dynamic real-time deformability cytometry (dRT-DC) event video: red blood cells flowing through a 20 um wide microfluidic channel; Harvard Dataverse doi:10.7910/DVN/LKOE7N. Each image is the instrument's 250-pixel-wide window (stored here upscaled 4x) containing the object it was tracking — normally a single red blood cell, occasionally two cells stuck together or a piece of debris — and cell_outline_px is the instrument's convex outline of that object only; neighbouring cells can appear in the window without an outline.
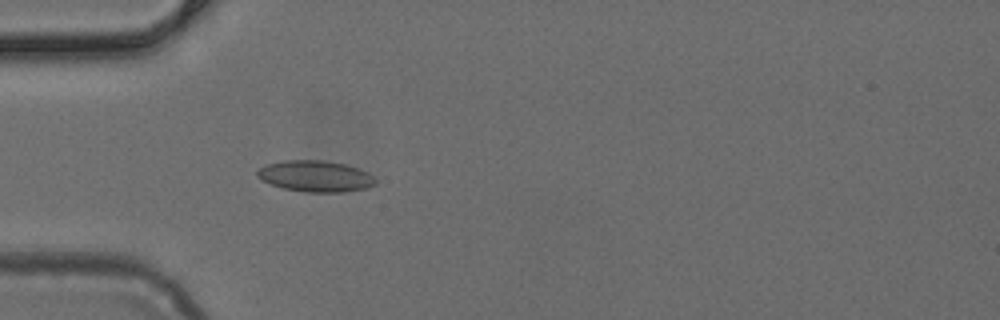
{"species": "common noctule bat (a hibernating species)", "species_latin": "Nyctalus noctula", "temperature_condition": "cold", "stored_images_in_passage": 49, "camera_frame_rate_fps": 3000, "um_per_image_px": 0.085, "animal": {"sex": "female", "body_mass_g": 24.6, "forearm_length_mm": 56.2}, "frame": {"image": 1, "passage_image": 15, "time_ms": 4.667, "image_size_px": [1000, 320], "cell_outline_px": [[376, 184], [368, 188], [344, 192], [308, 192], [284, 188], [272, 184], [256, 176], [256, 172], [264, 164], [284, 160], [324, 160], [344, 164], [368, 172], [376, 180]], "centroid_in_image_um": [26.82, 14.97], "position_along_channel_um": 58.2, "area_um2": 21.44}}
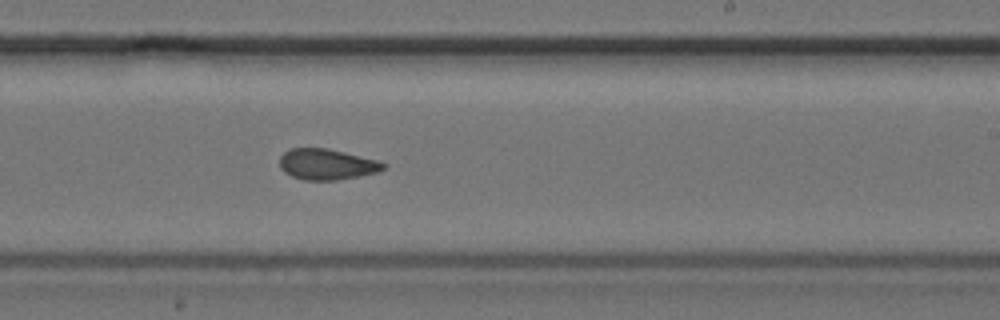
{"frame": {"image": 2, "passage_image": 30, "time_ms": 9.667, "image_size_px": [1000, 320], "cell_outline_px": [[388, 164], [384, 168], [376, 172], [360, 176], [336, 180], [304, 180], [292, 176], [284, 172], [280, 168], [280, 156], [288, 148], [328, 148], [380, 160]], "centroid_in_image_um": [27.79, 13.95], "position_along_channel_um": 261.2, "area_um2": 18.84}}
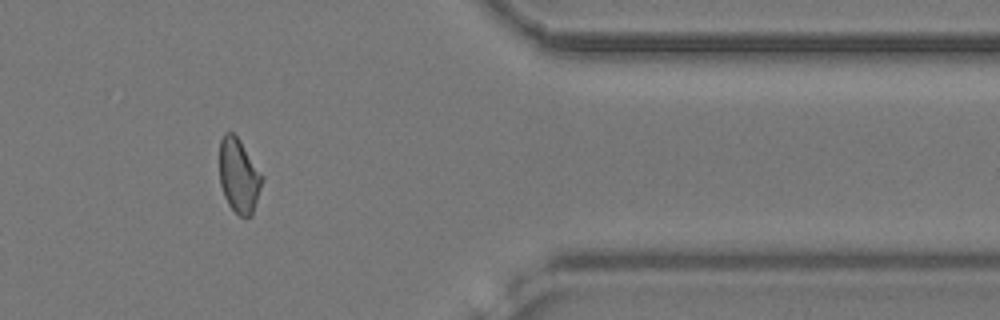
{"frame": {"image": 3, "passage_image": 41, "time_ms": 13.333, "image_size_px": [1000, 320], "cell_outline_px": [[264, 180], [252, 216], [240, 216], [228, 204], [224, 196], [220, 184], [220, 140], [224, 132], [232, 132], [240, 140], [264, 176]], "centroid_in_image_um": [20.32, 14.93], "position_along_channel_um": 391.1, "area_um2": 18.55}}